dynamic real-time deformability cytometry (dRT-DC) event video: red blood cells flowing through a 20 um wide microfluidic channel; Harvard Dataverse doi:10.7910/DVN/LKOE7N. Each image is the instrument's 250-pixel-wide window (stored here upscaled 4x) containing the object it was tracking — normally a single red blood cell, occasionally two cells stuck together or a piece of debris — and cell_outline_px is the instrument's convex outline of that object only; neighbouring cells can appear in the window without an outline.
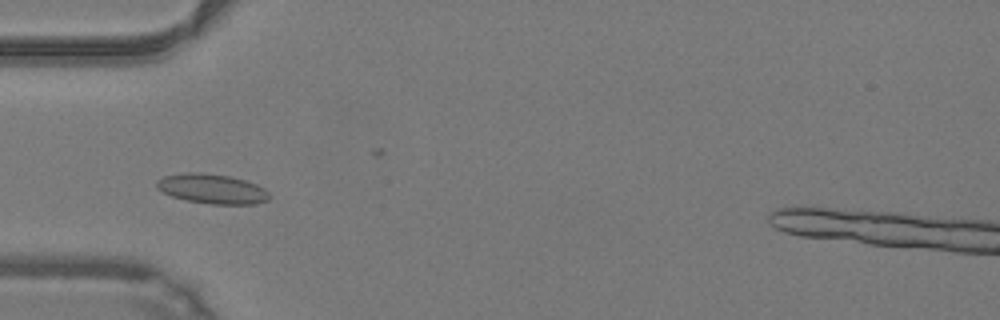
{"species": "common noctule bat (a hibernating species)", "species_latin": "Nyctalus noctula", "temperature_condition": "warm", "stored_images_in_passage": 40, "camera_frame_rate_fps": 3000, "um_per_image_px": 0.085, "animal": {"sex": "male", "body_mass_g": 19.2, "forearm_length_mm": 51.8}, "frame": {"image": 1, "passage_image": 11, "time_ms": 3.333, "image_size_px": [1000, 320], "cell_outline_px": [[272, 196], [268, 200], [256, 204], [212, 204], [188, 200], [172, 196], [156, 188], [156, 180], [164, 176], [188, 172], [200, 172], [228, 176], [244, 180], [256, 184], [264, 188]], "centroid_in_image_um": [18.04, 16.05], "position_along_channel_um": 67.0, "area_um2": 19.42}}
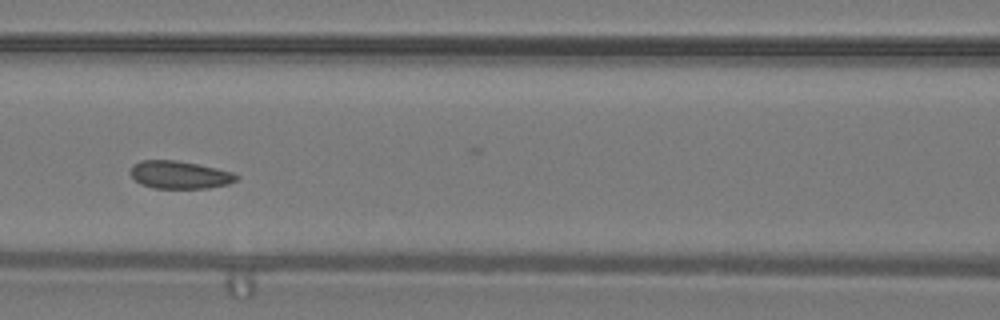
{"frame": {"image": 2, "passage_image": 17, "time_ms": 5.333, "image_size_px": [1000, 320], "cell_outline_px": [[240, 176], [236, 180], [228, 184], [208, 188], [156, 188], [140, 184], [128, 172], [132, 164], [140, 160], [176, 160], [216, 168], [232, 172]], "centroid_in_image_um": [15.23, 14.85], "position_along_channel_um": 151.4, "area_um2": 17.17}}
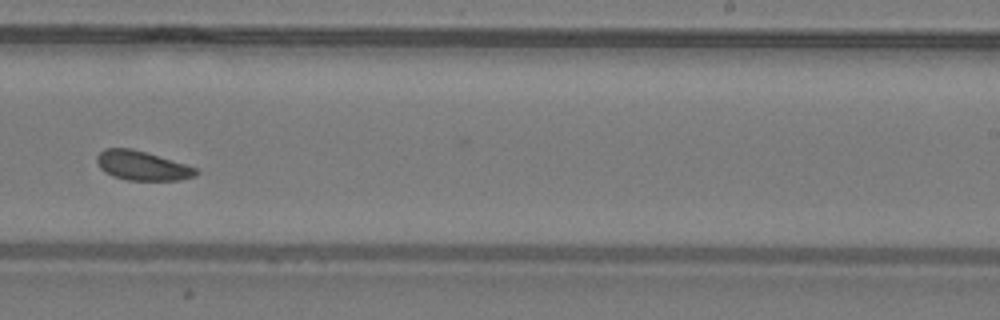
{"frame": {"image": 3, "passage_image": 26, "time_ms": 8.333, "image_size_px": [1000, 320], "cell_outline_px": [[200, 172], [196, 176], [180, 180], [128, 180], [112, 176], [104, 172], [100, 168], [96, 160], [96, 156], [104, 148], [132, 148], [184, 164], [196, 168]], "centroid_in_image_um": [12.06, 14.09], "position_along_channel_um": 276.9, "area_um2": 16.88}, "authors_computed_cell_mechanics": {"area_um2": 17.5712, "velocity_mm_per_s": 4.2069, "shape_relaxation_time_tau1_ms": 1.5115, "shape_relaxation_time_tau2_ms": 3.0208, "deformation_change_tau1": 0.0624, "deformation_change_tau2": 0.0795}}